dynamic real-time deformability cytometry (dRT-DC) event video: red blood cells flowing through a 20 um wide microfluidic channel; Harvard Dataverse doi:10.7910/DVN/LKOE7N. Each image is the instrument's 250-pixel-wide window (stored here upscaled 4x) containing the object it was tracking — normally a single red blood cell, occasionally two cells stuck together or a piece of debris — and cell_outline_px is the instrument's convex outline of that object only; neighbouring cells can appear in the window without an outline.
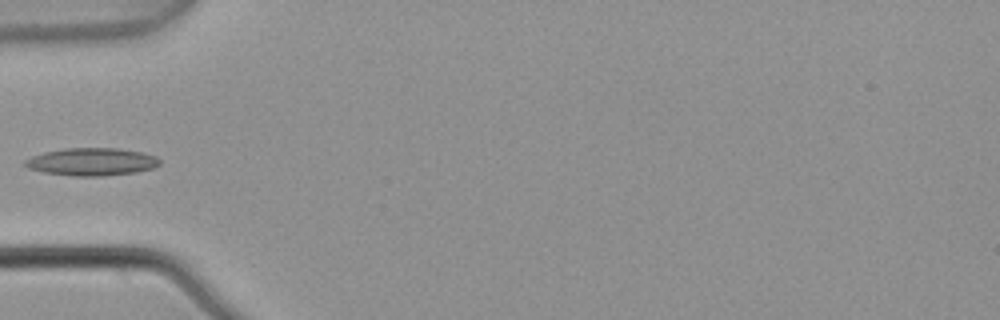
{"species": "common noctule bat (a hibernating species)", "species_latin": "Nyctalus noctula", "temperature_condition": "warm", "stored_images_in_passage": 4, "camera_frame_rate_fps": 3000, "um_per_image_px": 0.085, "animal": {"sex": "male", "body_mass_g": 21.5, "forearm_length_mm": 52.0}, "frame": {"image": 1, "passage_image": 4, "time_ms": 1.0, "image_size_px": [1000, 320], "cell_outline_px": [[160, 164], [152, 168], [136, 172], [100, 176], [72, 176], [44, 172], [28, 168], [24, 164], [24, 160], [32, 156], [44, 152], [64, 148], [120, 148], [140, 152], [156, 156], [160, 160]], "centroid_in_image_um": [7.78, 13.75], "position_along_channel_um": 77.2, "area_um2": 21.68}}